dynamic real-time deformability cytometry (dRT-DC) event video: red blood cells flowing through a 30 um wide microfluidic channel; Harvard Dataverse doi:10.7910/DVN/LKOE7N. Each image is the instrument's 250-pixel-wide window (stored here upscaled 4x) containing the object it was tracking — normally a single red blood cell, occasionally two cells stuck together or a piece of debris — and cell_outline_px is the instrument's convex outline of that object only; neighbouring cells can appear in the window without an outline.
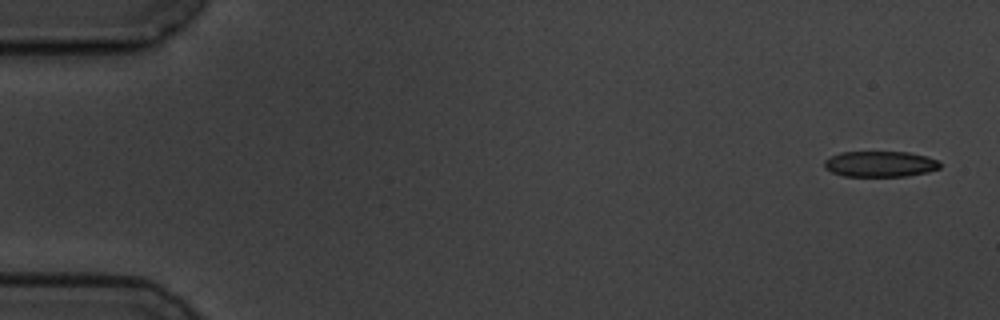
{"species": "common noctule bat (a hibernating species)", "species_latin": "Nyctalus noctula", "temperature_condition": "cold", "stored_images_in_passage": 13, "camera_frame_rate_fps": 3000, "um_per_image_px": 0.085, "animal": {"sex": "male", "body_mass_g": 19.5, "forearm_length_mm": 54.6}, "frame": {"image": 1, "passage_image": 1, "time_ms": 0.0, "image_size_px": [1000, 320], "cell_outline_px": [[940, 168], [928, 172], [908, 176], [844, 176], [832, 172], [824, 168], [824, 160], [840, 152], [908, 152], [928, 156], [936, 160], [940, 164]], "centroid_in_image_um": [74.81, 13.94], "position_along_channel_um": 10.2, "area_um2": 17.4}}
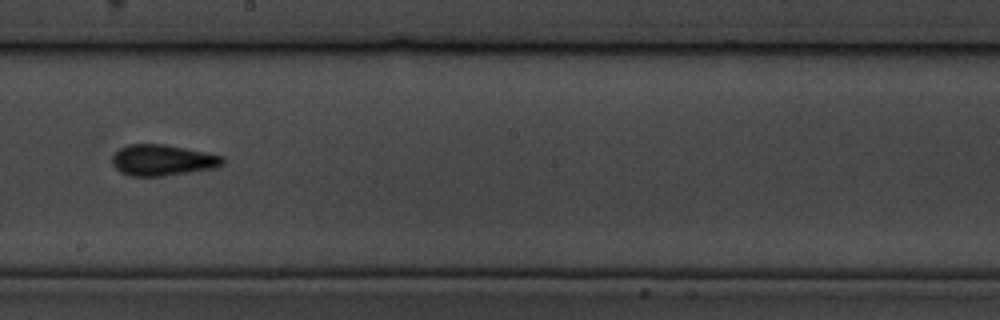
{"frame": {"image": 2, "passage_image": 8, "time_ms": 10.0, "image_size_px": [1000, 320], "cell_outline_px": [[228, 160], [224, 164], [216, 168], [164, 176], [128, 176], [120, 172], [112, 164], [112, 156], [120, 148], [128, 144], [164, 144], [224, 156]], "centroid_in_image_um": [13.84, 13.62], "position_along_channel_um": 234.4, "area_um2": 20.17}}
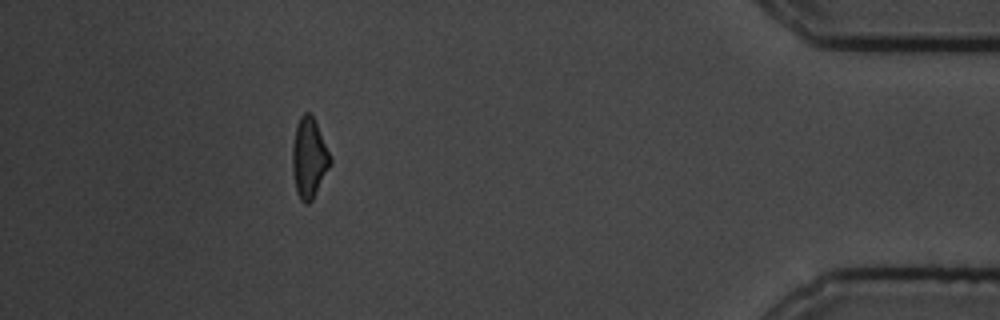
{"frame": {"image": 3, "passage_image": 13, "time_ms": 16.333, "image_size_px": [1000, 320], "cell_outline_px": [[332, 164], [312, 200], [308, 204], [304, 204], [300, 200], [296, 192], [292, 172], [292, 148], [296, 124], [300, 116], [304, 112], [308, 112], [312, 116], [316, 124], [332, 160]], "centroid_in_image_um": [26.25, 13.47], "position_along_channel_um": 408.9, "area_um2": 17.69}, "authors_computed_cell_mechanics": {"area_um2": 18.6694, "velocity_mm_per_s": 3.5608, "shape_relaxation_time_tau1_ms": 5.7844, "shape_relaxation_time_tau2_ms": 2.7716, "deformation_change_tau1": 0.1156, "deformation_change_tau2": 0.0602}}